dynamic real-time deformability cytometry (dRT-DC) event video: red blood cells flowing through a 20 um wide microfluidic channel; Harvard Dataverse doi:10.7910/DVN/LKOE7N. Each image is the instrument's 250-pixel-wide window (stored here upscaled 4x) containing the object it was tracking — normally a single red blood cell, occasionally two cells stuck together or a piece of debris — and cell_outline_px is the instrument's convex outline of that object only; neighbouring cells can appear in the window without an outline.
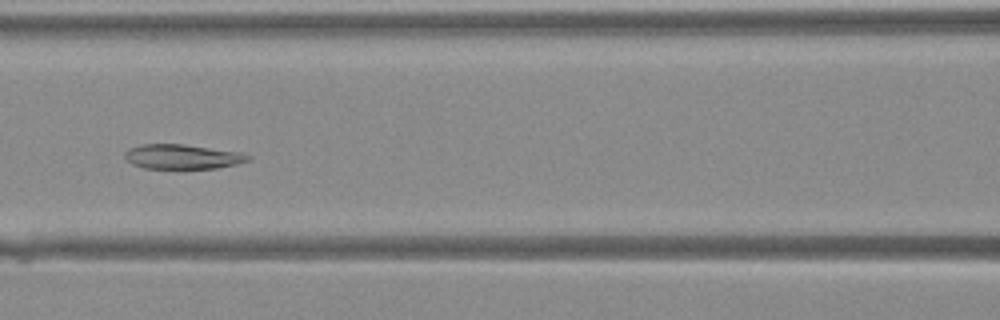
{"species": "Egyptian fruit bat (a non-hibernating species)", "species_latin": "Rousettus aegyptiacus", "temperature_condition": "warm", "stored_images_in_passage": 35, "camera_frame_rate_fps": 3000, "um_per_image_px": 0.085, "animal": {"sex": "female"}, "frame": {"image": 1, "passage_image": 14, "time_ms": 4.333, "image_size_px": [1000, 320], "cell_outline_px": [[252, 160], [236, 164], [216, 168], [180, 172], [144, 168], [132, 164], [124, 156], [124, 152], [140, 144], [184, 144], [244, 152], [252, 156]], "centroid_in_image_um": [15.56, 13.37], "position_along_channel_um": 151.0, "area_um2": 18.84}}
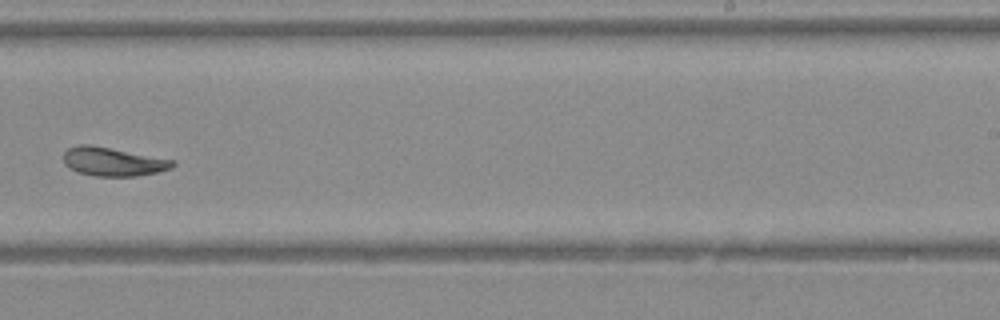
{"frame": {"image": 2, "passage_image": 22, "time_ms": 7.0, "image_size_px": [1000, 320], "cell_outline_px": [[176, 164], [172, 168], [156, 172], [136, 176], [92, 176], [76, 172], [64, 164], [64, 152], [68, 148], [80, 144], [92, 144], [176, 160]], "centroid_in_image_um": [9.61, 13.73], "position_along_channel_um": 279.4, "area_um2": 18.5}}
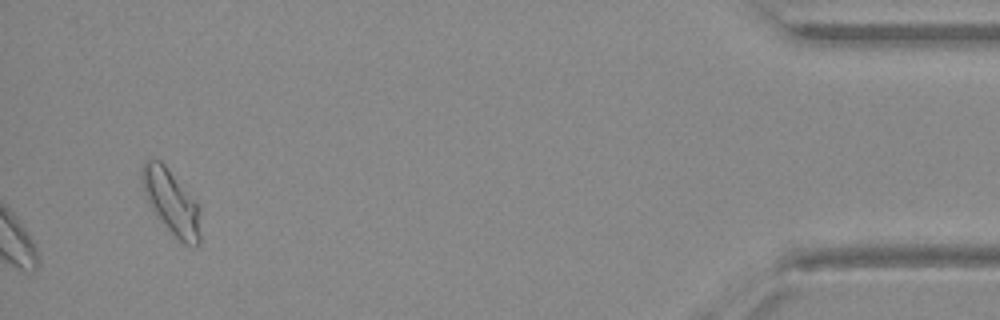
{"frame": {"image": 3, "passage_image": 35, "time_ms": 11.333, "image_size_px": [1000, 320], "cell_outline_px": [[200, 244], [196, 248], [184, 244], [156, 216], [144, 192], [140, 180], [140, 172], [144, 160], [160, 160], [164, 164], [200, 208]], "centroid_in_image_um": [14.56, 17.19], "position_along_channel_um": 420.6, "area_um2": 21.68}}